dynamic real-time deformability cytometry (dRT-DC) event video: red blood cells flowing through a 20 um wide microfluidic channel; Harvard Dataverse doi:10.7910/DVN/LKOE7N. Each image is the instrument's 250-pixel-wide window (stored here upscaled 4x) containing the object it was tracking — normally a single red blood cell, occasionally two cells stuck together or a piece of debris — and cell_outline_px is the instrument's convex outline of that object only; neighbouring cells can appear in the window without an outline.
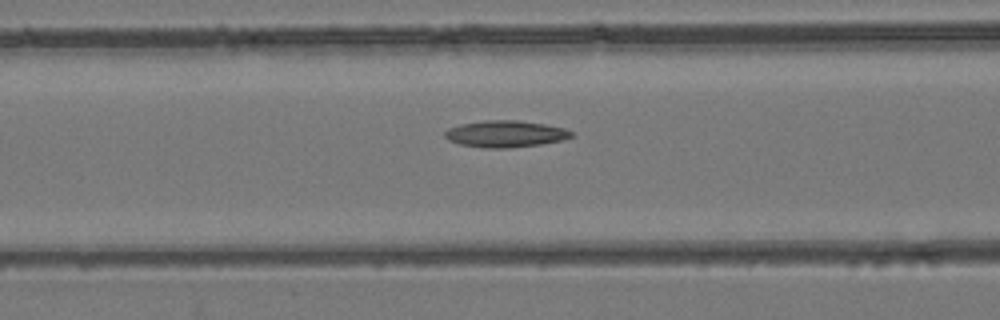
{"species": "common noctule bat (a hibernating species)", "species_latin": "Nyctalus noctula", "temperature_condition": "room temperature", "stored_images_in_passage": 48, "camera_frame_rate_fps": 3000, "um_per_image_px": 0.085, "animal": {"sex": "female", "body_mass_g": 24.6, "forearm_length_mm": 56.2}, "frame": {"image": 1, "passage_image": 20, "time_ms": 6.333, "image_size_px": [1000, 320], "cell_outline_px": [[576, 136], [564, 140], [540, 144], [508, 148], [484, 148], [460, 144], [448, 140], [444, 136], [444, 132], [448, 128], [460, 124], [484, 120], [516, 120], [544, 124], [564, 128], [576, 132]], "centroid_in_image_um": [43.0, 11.38], "position_along_channel_um": 123.6, "area_um2": 19.88}}
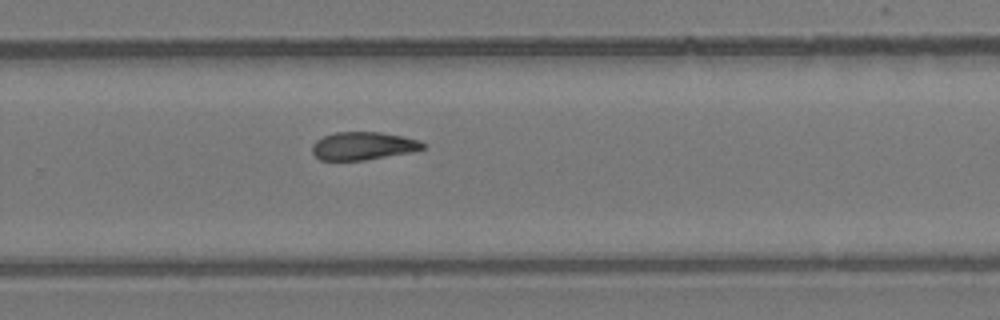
{"frame": {"image": 2, "passage_image": 32, "time_ms": 10.333, "image_size_px": [1000, 320], "cell_outline_px": [[424, 148], [412, 152], [364, 160], [320, 160], [312, 152], [312, 144], [316, 140], [332, 132], [380, 132], [404, 136], [420, 140], [424, 144]], "centroid_in_image_um": [30.86, 12.39], "position_along_channel_um": 298.9, "area_um2": 18.09}}
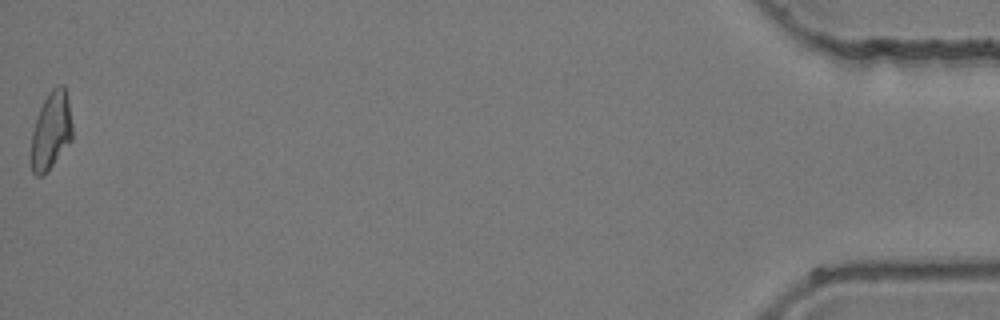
{"frame": {"image": 3, "passage_image": 48, "time_ms": 15.667, "image_size_px": [1000, 320], "cell_outline_px": [[72, 140], [52, 164], [40, 176], [36, 176], [32, 172], [32, 132], [36, 116], [48, 92], [56, 84], [64, 84], [68, 96], [72, 124]], "centroid_in_image_um": [4.36, 11.01], "position_along_channel_um": 430.8, "area_um2": 18.5}}